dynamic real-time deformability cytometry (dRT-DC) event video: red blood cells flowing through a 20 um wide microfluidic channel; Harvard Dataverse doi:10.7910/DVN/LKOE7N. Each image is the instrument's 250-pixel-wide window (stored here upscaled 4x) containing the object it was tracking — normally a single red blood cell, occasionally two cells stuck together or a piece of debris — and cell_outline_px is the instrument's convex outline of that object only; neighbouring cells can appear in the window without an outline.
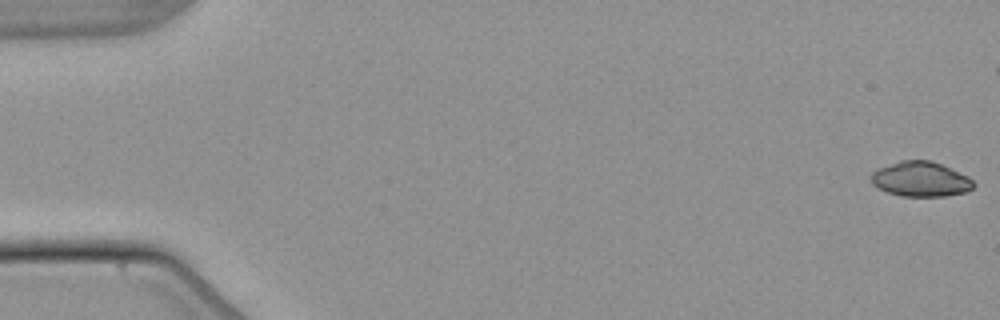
{"species": "common noctule bat (a hibernating species)", "species_latin": "Nyctalus noctula", "temperature_condition": "warm", "stored_images_in_passage": 18, "camera_frame_rate_fps": 3000, "um_per_image_px": 0.085, "animal": {"sex": "male", "body_mass_g": 21.5, "forearm_length_mm": 52.0}, "frame": {"image": 1, "passage_image": 1, "time_ms": 0.0, "image_size_px": [1000, 320], "cell_outline_px": [[976, 184], [972, 188], [964, 192], [944, 196], [900, 196], [888, 192], [872, 184], [872, 172], [876, 168], [900, 160], [932, 160], [968, 176]], "centroid_in_image_um": [78.25, 15.21], "position_along_channel_um": 6.8, "area_um2": 20.81}}